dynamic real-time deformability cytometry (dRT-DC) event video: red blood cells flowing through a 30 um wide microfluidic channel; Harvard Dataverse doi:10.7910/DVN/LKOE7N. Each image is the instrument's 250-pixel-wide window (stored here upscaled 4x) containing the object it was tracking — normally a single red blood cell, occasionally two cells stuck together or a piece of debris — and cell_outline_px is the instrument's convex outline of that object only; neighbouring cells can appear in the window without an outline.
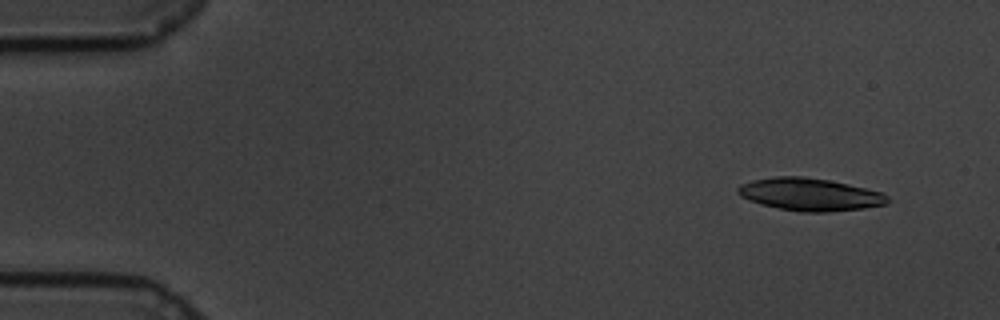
{"species": "common noctule bat (a hibernating species)", "species_latin": "Nyctalus noctula", "temperature_condition": "cold", "stored_images_in_passage": 14, "camera_frame_rate_fps": 3000, "um_per_image_px": 0.085, "animal": {"sex": "male", "body_mass_g": 19.5, "forearm_length_mm": 54.6}, "frame": {"image": 1, "passage_image": 1, "time_ms": 0.0, "image_size_px": [1000, 320], "cell_outline_px": [[888, 200], [884, 204], [864, 208], [828, 212], [800, 212], [760, 204], [748, 200], [740, 196], [736, 192], [736, 188], [740, 184], [752, 180], [776, 176], [804, 176], [828, 180], [848, 184], [880, 192], [888, 196]], "centroid_in_image_um": [68.77, 16.52], "position_along_channel_um": 16.2, "area_um2": 28.32}}